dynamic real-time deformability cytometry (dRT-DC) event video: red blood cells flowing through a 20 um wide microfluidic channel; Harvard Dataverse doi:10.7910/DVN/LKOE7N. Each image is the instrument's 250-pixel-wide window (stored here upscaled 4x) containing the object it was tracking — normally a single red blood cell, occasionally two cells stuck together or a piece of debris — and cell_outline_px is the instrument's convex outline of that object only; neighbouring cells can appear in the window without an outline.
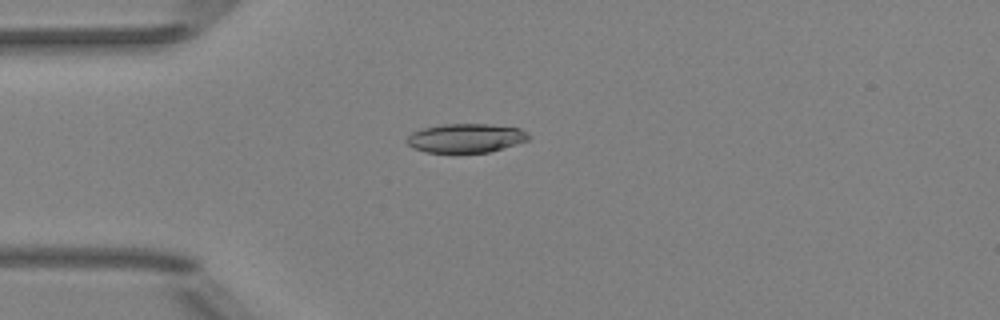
{"species": "Egyptian fruit bat (a non-hibernating species)", "species_latin": "Rousettus aegyptiacus", "temperature_condition": "room temperature", "stored_images_in_passage": 7, "camera_frame_rate_fps": 3000, "um_per_image_px": 0.085, "animal": {"sex": "female"}, "frame": {"image": 1, "passage_image": 4, "time_ms": 3.667, "image_size_px": [1000, 320], "cell_outline_px": [[532, 136], [528, 140], [504, 148], [488, 152], [428, 152], [412, 148], [404, 140], [412, 132], [424, 128], [444, 124], [488, 124], [520, 128]], "centroid_in_image_um": [39.6, 11.73], "position_along_channel_um": 45.4, "area_um2": 20.52}}
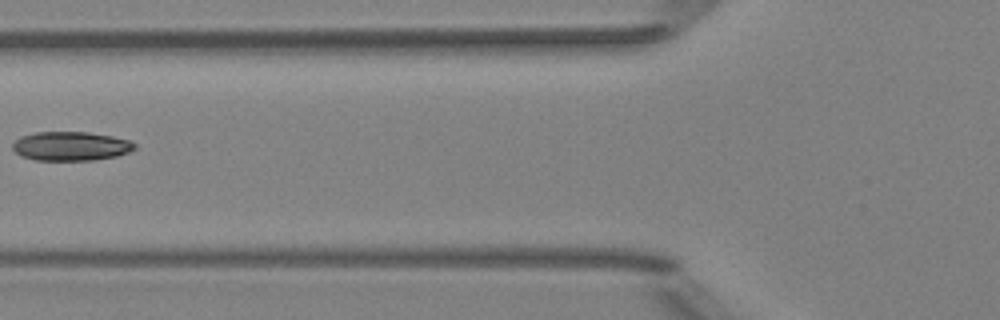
{"frame": {"image": 2, "passage_image": 6, "time_ms": 6.0, "image_size_px": [1000, 320], "cell_outline_px": [[136, 148], [128, 152], [116, 156], [92, 160], [36, 160], [20, 156], [12, 148], [12, 144], [20, 136], [36, 132], [88, 132], [112, 136], [128, 140], [136, 144]], "centroid_in_image_um": [6.0, 12.42], "position_along_channel_um": 119.8, "area_um2": 20.63}}
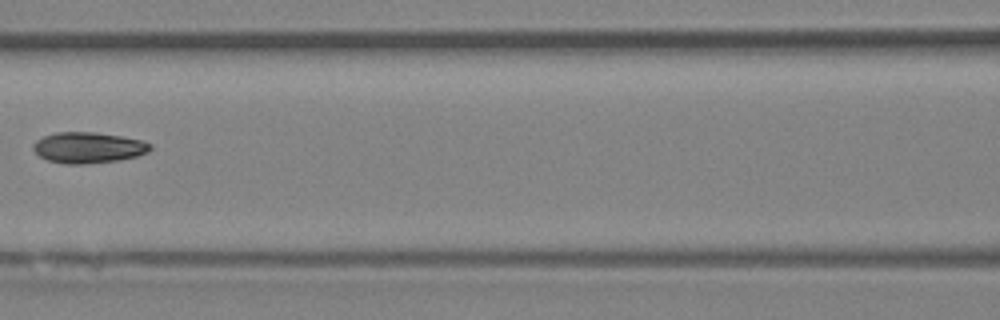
{"frame": {"image": 3, "passage_image": 7, "time_ms": 7.0, "image_size_px": [1000, 320], "cell_outline_px": [[152, 148], [148, 152], [136, 156], [120, 160], [84, 164], [64, 164], [48, 160], [40, 156], [32, 148], [32, 144], [36, 140], [44, 136], [56, 132], [92, 132], [120, 136], [144, 140], [152, 144]], "centroid_in_image_um": [7.51, 12.55], "position_along_channel_um": 159.1, "area_um2": 21.15}}